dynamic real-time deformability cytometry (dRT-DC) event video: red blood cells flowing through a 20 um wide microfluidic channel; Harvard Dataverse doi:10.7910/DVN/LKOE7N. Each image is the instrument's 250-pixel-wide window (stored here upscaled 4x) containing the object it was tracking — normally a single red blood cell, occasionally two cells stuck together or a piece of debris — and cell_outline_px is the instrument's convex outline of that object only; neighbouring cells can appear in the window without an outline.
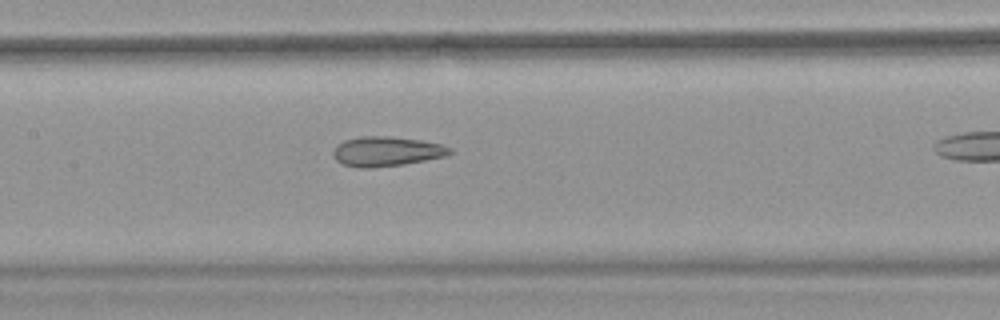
{"species": "common noctule bat (a hibernating species)", "species_latin": "Nyctalus noctula", "temperature_condition": "warm", "stored_images_in_passage": 30, "camera_frame_rate_fps": 3000, "um_per_image_px": 0.085, "animal": {"sex": "female", "body_mass_g": 18.4}, "frame": {"image": 1, "passage_image": 13, "time_ms": 4.0, "image_size_px": [1000, 320], "cell_outline_px": [[452, 152], [448, 156], [404, 164], [372, 168], [360, 168], [344, 164], [336, 160], [332, 156], [332, 152], [344, 140], [360, 136], [388, 136], [420, 140], [440, 144], [452, 148]], "centroid_in_image_um": [32.87, 12.87], "position_along_channel_um": 174.5, "area_um2": 20.17}}